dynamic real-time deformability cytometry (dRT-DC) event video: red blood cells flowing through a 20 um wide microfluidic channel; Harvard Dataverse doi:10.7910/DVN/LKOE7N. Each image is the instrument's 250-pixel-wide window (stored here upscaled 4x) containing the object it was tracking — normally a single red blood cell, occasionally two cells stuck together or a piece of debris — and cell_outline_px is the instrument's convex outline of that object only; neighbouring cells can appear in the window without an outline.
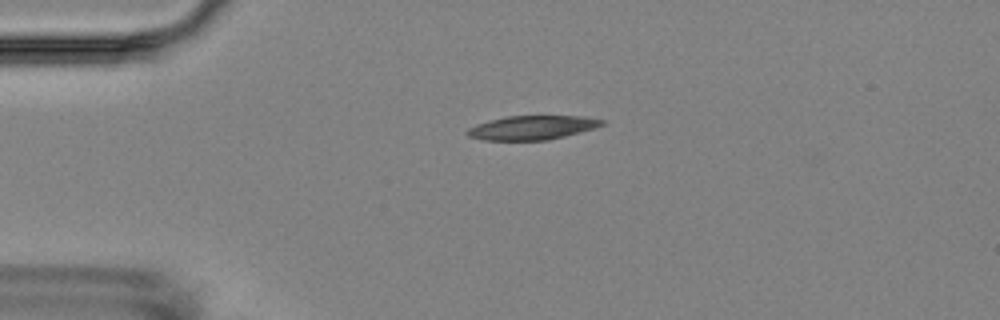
{"species": "Egyptian fruit bat (a non-hibernating species)", "species_latin": "Rousettus aegyptiacus", "temperature_condition": "room temperature", "stored_images_in_passage": 4, "camera_frame_rate_fps": 3000, "um_per_image_px": 0.085, "animal": {"sex": "female"}, "frame": {"image": 1, "passage_image": 3, "time_ms": 3.0, "image_size_px": [1000, 320], "cell_outline_px": [[608, 120], [604, 124], [596, 128], [548, 140], [484, 140], [468, 136], [464, 132], [468, 128], [476, 124], [488, 120], [504, 116], [584, 116]], "centroid_in_image_um": [45.24, 10.84], "position_along_channel_um": 39.8, "area_um2": 19.07}}